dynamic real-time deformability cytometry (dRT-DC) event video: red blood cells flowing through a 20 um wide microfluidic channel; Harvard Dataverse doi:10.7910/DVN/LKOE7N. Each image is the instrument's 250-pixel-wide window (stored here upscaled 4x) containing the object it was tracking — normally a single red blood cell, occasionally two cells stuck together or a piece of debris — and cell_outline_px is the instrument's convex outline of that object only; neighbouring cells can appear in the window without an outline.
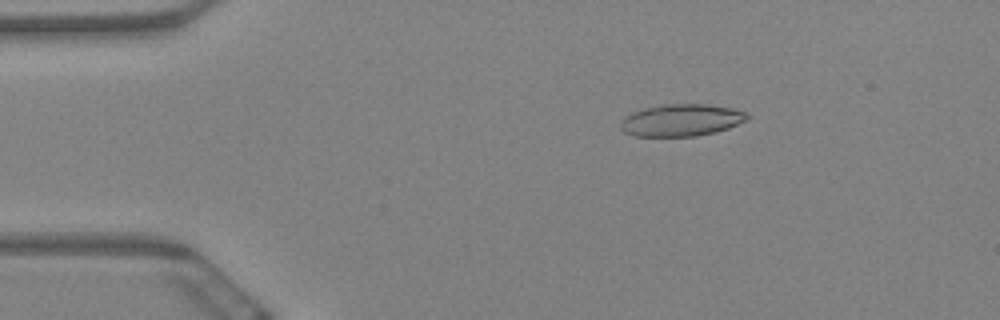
{"species": "Egyptian fruit bat (a non-hibernating species)", "species_latin": "Rousettus aegyptiacus", "temperature_condition": "warm", "stored_images_in_passage": 9, "camera_frame_rate_fps": 3000, "um_per_image_px": 0.085, "animal": {"sex": "female"}, "frame": {"image": 1, "passage_image": 3, "time_ms": 0.667, "image_size_px": [1000, 320], "cell_outline_px": [[752, 116], [748, 120], [728, 128], [716, 132], [696, 136], [636, 136], [624, 132], [620, 128], [620, 120], [624, 116], [632, 112], [644, 108], [664, 104], [708, 104], [732, 108], [744, 112]], "centroid_in_image_um": [57.91, 10.21], "position_along_channel_um": 27.1, "area_um2": 23.87}}
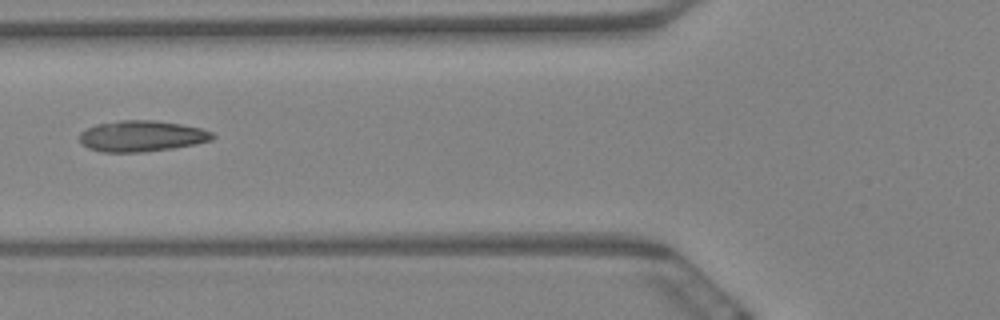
{"frame": {"image": 2, "passage_image": 7, "time_ms": 2.0, "image_size_px": [1000, 320], "cell_outline_px": [[216, 136], [212, 140], [196, 144], [172, 148], [144, 152], [104, 152], [88, 148], [80, 144], [80, 132], [96, 124], [120, 120], [152, 120], [180, 124], [200, 128], [212, 132]], "centroid_in_image_um": [12.04, 11.57], "position_along_channel_um": 113.8, "area_um2": 24.04}}
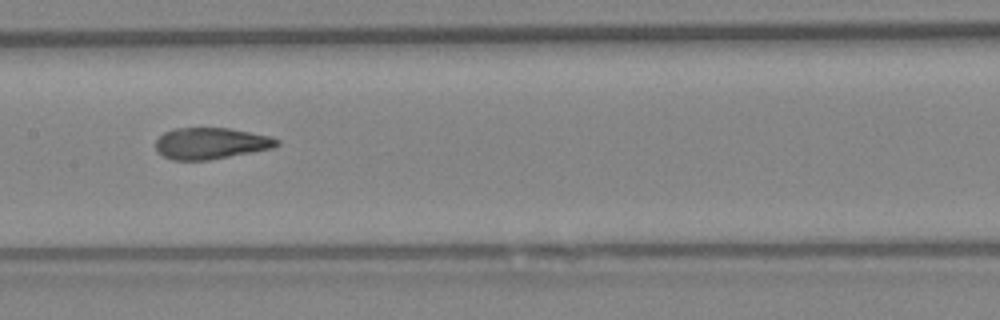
{"frame": {"image": 3, "passage_image": 9, "time_ms": 2.667, "image_size_px": [1000, 320], "cell_outline_px": [[280, 144], [272, 148], [208, 160], [172, 160], [156, 152], [156, 140], [164, 132], [172, 128], [228, 128], [272, 136], [280, 140]], "centroid_in_image_um": [17.91, 12.18], "position_along_channel_um": 189.5, "area_um2": 22.2}}